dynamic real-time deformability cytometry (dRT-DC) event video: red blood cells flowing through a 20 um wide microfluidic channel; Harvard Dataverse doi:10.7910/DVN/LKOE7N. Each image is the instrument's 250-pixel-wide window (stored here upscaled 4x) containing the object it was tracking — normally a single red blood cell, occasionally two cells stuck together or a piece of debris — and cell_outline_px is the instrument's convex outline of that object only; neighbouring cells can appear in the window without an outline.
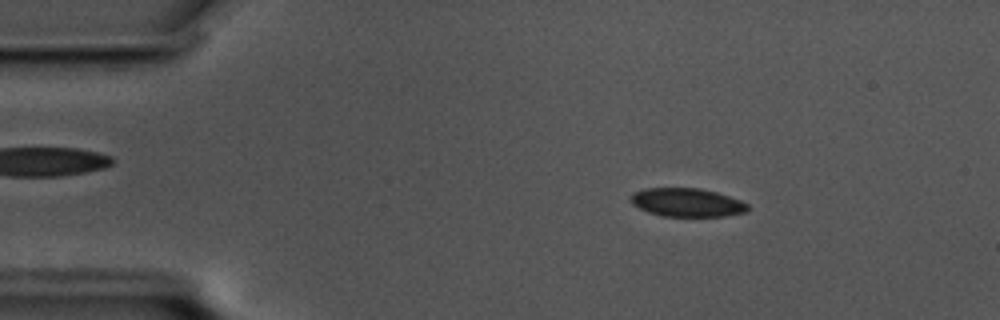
{"species": "common noctule bat (a hibernating species)", "species_latin": "Nyctalus noctula", "temperature_condition": "cold", "stored_images_in_passage": 58, "camera_frame_rate_fps": 3000, "um_per_image_px": 0.085, "animal": {"sex": "male", "body_mass_g": 17.5, "forearm_length_mm": 52.3}, "frame": {"image": 1, "passage_image": 9, "time_ms": 2.667, "image_size_px": [1000, 320], "cell_outline_px": [[748, 212], [728, 216], [660, 216], [648, 212], [632, 204], [632, 192], [644, 188], [700, 188], [716, 192], [740, 200], [748, 204]], "centroid_in_image_um": [58.41, 17.21], "position_along_channel_um": 26.6, "area_um2": 19.48}}
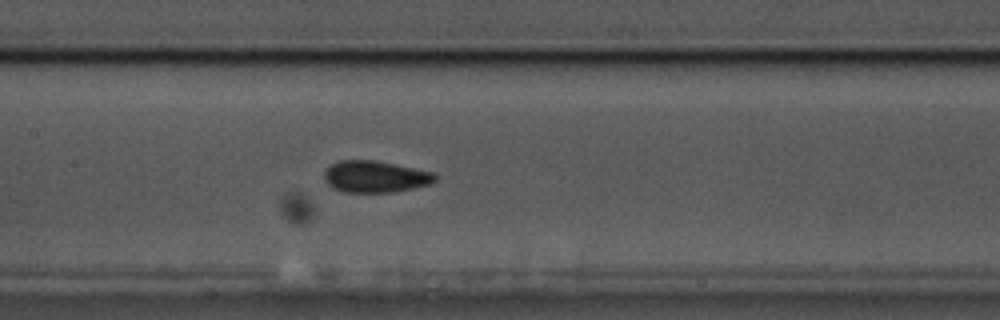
{"frame": {"image": 2, "passage_image": 27, "time_ms": 8.667, "image_size_px": [1000, 320], "cell_outline_px": [[436, 180], [428, 184], [396, 192], [344, 192], [328, 184], [324, 180], [324, 172], [332, 164], [340, 160], [376, 160], [436, 172]], "centroid_in_image_um": [31.92, 15.0], "position_along_channel_um": 175.5, "area_um2": 20.46}}
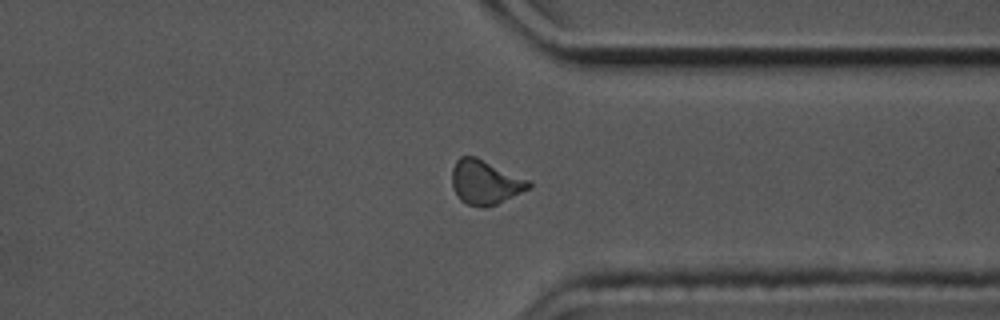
{"frame": {"image": 3, "passage_image": 44, "time_ms": 14.333, "image_size_px": [1000, 320], "cell_outline_px": [[532, 188], [496, 204], [484, 208], [468, 204], [460, 200], [452, 188], [452, 168], [456, 160], [460, 156], [476, 156], [532, 180]], "centroid_in_image_um": [41.27, 15.48], "position_along_channel_um": 370.1, "area_um2": 20.23}, "authors_computed_cell_mechanics": {"area_um2": 20.0566, "velocity_mm_per_s": 3.4618, "shape_relaxation_time_tau1_ms": null, "shape_relaxation_time_tau2_ms": 2.2208, "deformation_change_tau1": null, "deformation_change_tau2": 0.0749}}